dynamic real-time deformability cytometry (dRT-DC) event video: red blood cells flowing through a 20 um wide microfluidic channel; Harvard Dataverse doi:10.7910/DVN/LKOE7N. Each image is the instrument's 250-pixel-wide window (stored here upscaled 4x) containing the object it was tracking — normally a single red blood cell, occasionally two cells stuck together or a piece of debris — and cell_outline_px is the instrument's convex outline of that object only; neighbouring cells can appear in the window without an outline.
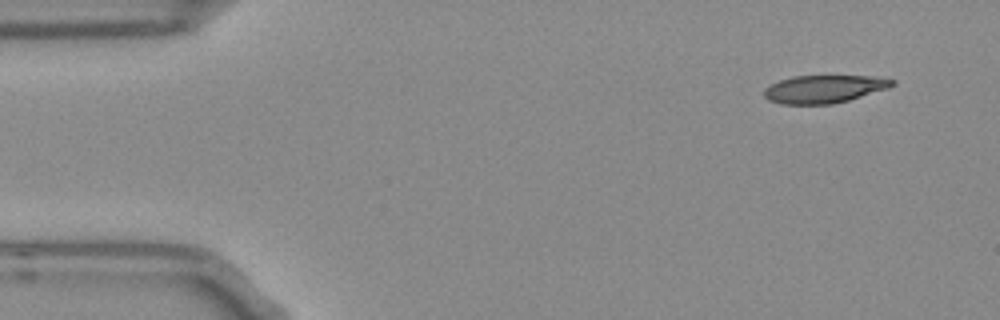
{"species": "Egyptian fruit bat (a non-hibernating species)", "species_latin": "Rousettus aegyptiacus", "temperature_condition": "room temperature", "stored_images_in_passage": 50, "camera_frame_rate_fps": 3000, "um_per_image_px": 0.085, "frame": {"image": 1, "passage_image": 1, "time_ms": 0.0, "image_size_px": [1000, 320], "cell_outline_px": [[896, 84], [888, 88], [848, 100], [832, 104], [780, 104], [768, 100], [764, 96], [764, 88], [780, 80], [792, 76], [872, 76], [896, 80]], "centroid_in_image_um": [70.04, 7.56], "position_along_channel_um": 15.0, "area_um2": 20.75}}
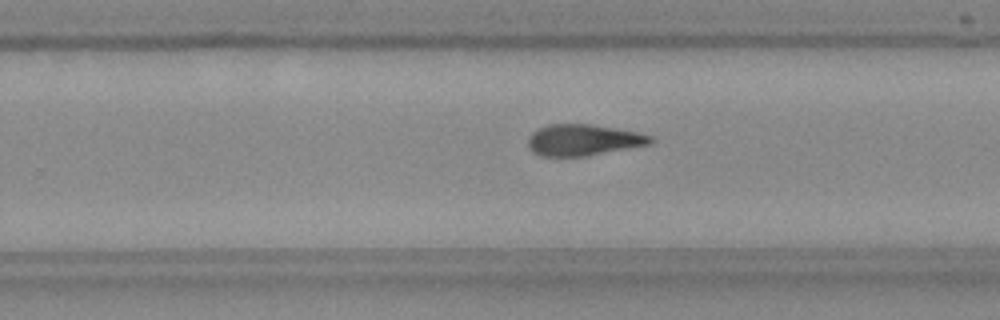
{"frame": {"image": 2, "passage_image": 30, "time_ms": 9.667, "image_size_px": [1000, 320], "cell_outline_px": [[652, 144], [584, 156], [544, 156], [532, 152], [528, 144], [528, 140], [532, 132], [548, 124], [592, 124], [616, 128], [636, 132], [652, 136]], "centroid_in_image_um": [49.58, 11.89], "position_along_channel_um": 280.2, "area_um2": 22.14}}
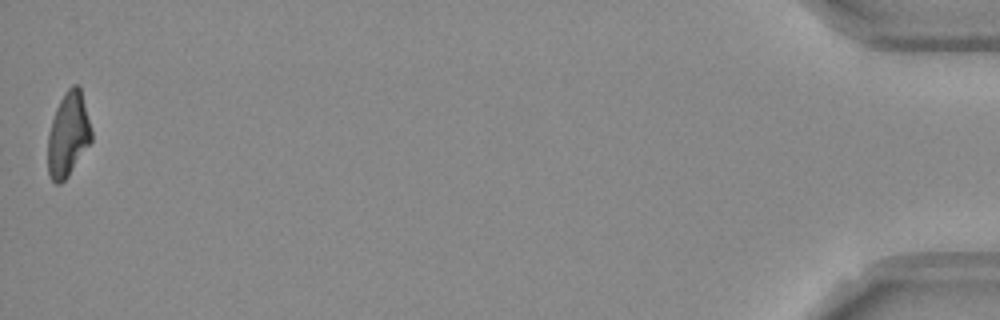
{"frame": {"image": 3, "passage_image": 50, "time_ms": 16.333, "image_size_px": [1000, 320], "cell_outline_px": [[92, 140], [68, 176], [60, 184], [56, 184], [52, 180], [48, 172], [48, 136], [52, 120], [56, 108], [64, 92], [72, 84], [80, 84], [92, 132]], "centroid_in_image_um": [5.8, 11.4], "position_along_channel_um": 429.4, "area_um2": 21.39}, "authors_computed_cell_mechanics": {"area_um2": 22.3108, "velocity_mm_per_s": 3.7535, "shape_relaxation_time_tau1_ms": 10.3789, "shape_relaxation_time_tau2_ms": 7.9445, "deformation_change_tau1": 0.2889, "deformation_change_tau2": 0.2005}}